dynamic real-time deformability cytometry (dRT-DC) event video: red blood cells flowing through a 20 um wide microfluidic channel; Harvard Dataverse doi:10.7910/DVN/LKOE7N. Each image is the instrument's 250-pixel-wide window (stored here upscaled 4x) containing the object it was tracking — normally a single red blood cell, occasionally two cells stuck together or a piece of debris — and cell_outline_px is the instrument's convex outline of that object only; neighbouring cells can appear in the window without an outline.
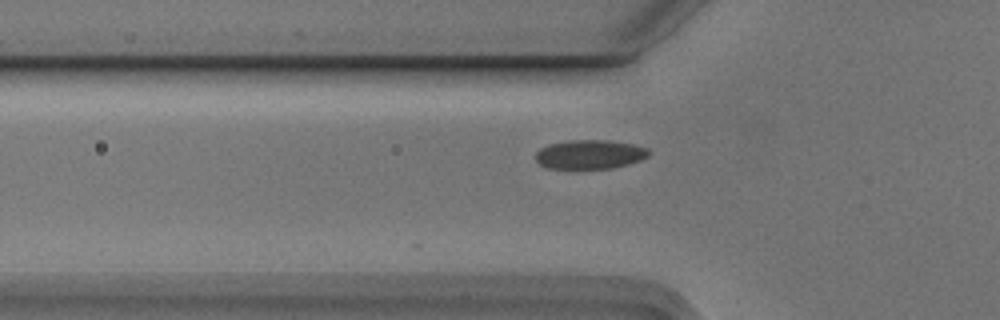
{"species": "Egyptian fruit bat (a non-hibernating species)", "species_latin": "Rousettus aegyptiacus", "temperature_condition": "cold", "stored_images_in_passage": 2, "camera_frame_rate_fps": 3000, "um_per_image_px": 0.085, "animal": {"sex": "male"}, "frame": {"image": 1, "passage_image": 2, "time_ms": 0.333, "image_size_px": [1000, 320], "cell_outline_px": [[652, 152], [648, 156], [640, 160], [628, 164], [612, 168], [548, 168], [540, 164], [536, 160], [536, 152], [540, 148], [548, 144], [572, 140], [608, 140], [632, 144], [648, 148]], "centroid_in_image_um": [50.15, 13.11], "position_along_channel_um": 75.6, "area_um2": 19.13}}